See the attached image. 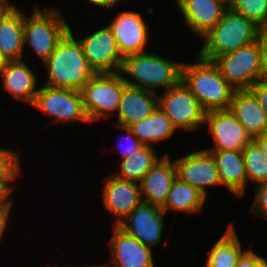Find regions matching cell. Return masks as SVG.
I'll list each match as a JSON object with an SVG mask.
<instances>
[{
    "mask_svg": "<svg viewBox=\"0 0 267 267\" xmlns=\"http://www.w3.org/2000/svg\"><path fill=\"white\" fill-rule=\"evenodd\" d=\"M205 124L213 139V146L206 150L242 151L253 140L230 109L207 111Z\"/></svg>",
    "mask_w": 267,
    "mask_h": 267,
    "instance_id": "cell-12",
    "label": "cell"
},
{
    "mask_svg": "<svg viewBox=\"0 0 267 267\" xmlns=\"http://www.w3.org/2000/svg\"><path fill=\"white\" fill-rule=\"evenodd\" d=\"M181 80L206 112L229 109L235 89L213 61L197 54L194 63H183Z\"/></svg>",
    "mask_w": 267,
    "mask_h": 267,
    "instance_id": "cell-3",
    "label": "cell"
},
{
    "mask_svg": "<svg viewBox=\"0 0 267 267\" xmlns=\"http://www.w3.org/2000/svg\"><path fill=\"white\" fill-rule=\"evenodd\" d=\"M249 89L255 94L260 106L267 113V79H259Z\"/></svg>",
    "mask_w": 267,
    "mask_h": 267,
    "instance_id": "cell-34",
    "label": "cell"
},
{
    "mask_svg": "<svg viewBox=\"0 0 267 267\" xmlns=\"http://www.w3.org/2000/svg\"><path fill=\"white\" fill-rule=\"evenodd\" d=\"M126 85L123 75L118 72L96 73L83 86V105L90 123L107 119L117 112Z\"/></svg>",
    "mask_w": 267,
    "mask_h": 267,
    "instance_id": "cell-6",
    "label": "cell"
},
{
    "mask_svg": "<svg viewBox=\"0 0 267 267\" xmlns=\"http://www.w3.org/2000/svg\"><path fill=\"white\" fill-rule=\"evenodd\" d=\"M254 267H267V259L254 252Z\"/></svg>",
    "mask_w": 267,
    "mask_h": 267,
    "instance_id": "cell-40",
    "label": "cell"
},
{
    "mask_svg": "<svg viewBox=\"0 0 267 267\" xmlns=\"http://www.w3.org/2000/svg\"><path fill=\"white\" fill-rule=\"evenodd\" d=\"M156 94L149 90L126 85L116 112V124L129 127L149 117L158 107V95Z\"/></svg>",
    "mask_w": 267,
    "mask_h": 267,
    "instance_id": "cell-19",
    "label": "cell"
},
{
    "mask_svg": "<svg viewBox=\"0 0 267 267\" xmlns=\"http://www.w3.org/2000/svg\"><path fill=\"white\" fill-rule=\"evenodd\" d=\"M84 267H100V265H87V266H84Z\"/></svg>",
    "mask_w": 267,
    "mask_h": 267,
    "instance_id": "cell-45",
    "label": "cell"
},
{
    "mask_svg": "<svg viewBox=\"0 0 267 267\" xmlns=\"http://www.w3.org/2000/svg\"><path fill=\"white\" fill-rule=\"evenodd\" d=\"M243 250L237 231L231 222L222 237L211 247L206 265L236 266Z\"/></svg>",
    "mask_w": 267,
    "mask_h": 267,
    "instance_id": "cell-27",
    "label": "cell"
},
{
    "mask_svg": "<svg viewBox=\"0 0 267 267\" xmlns=\"http://www.w3.org/2000/svg\"><path fill=\"white\" fill-rule=\"evenodd\" d=\"M164 154L143 176L140 182L142 202L162 207L167 200L172 183L177 177L174 161Z\"/></svg>",
    "mask_w": 267,
    "mask_h": 267,
    "instance_id": "cell-18",
    "label": "cell"
},
{
    "mask_svg": "<svg viewBox=\"0 0 267 267\" xmlns=\"http://www.w3.org/2000/svg\"><path fill=\"white\" fill-rule=\"evenodd\" d=\"M2 87L15 100L32 105L39 88L38 75L23 60L9 61L0 71Z\"/></svg>",
    "mask_w": 267,
    "mask_h": 267,
    "instance_id": "cell-20",
    "label": "cell"
},
{
    "mask_svg": "<svg viewBox=\"0 0 267 267\" xmlns=\"http://www.w3.org/2000/svg\"><path fill=\"white\" fill-rule=\"evenodd\" d=\"M196 149L174 160L176 173L180 180L189 183L207 198V188L222 184L212 154L206 148Z\"/></svg>",
    "mask_w": 267,
    "mask_h": 267,
    "instance_id": "cell-10",
    "label": "cell"
},
{
    "mask_svg": "<svg viewBox=\"0 0 267 267\" xmlns=\"http://www.w3.org/2000/svg\"><path fill=\"white\" fill-rule=\"evenodd\" d=\"M183 63L148 51L124 57L120 73L127 85L158 93L157 88L166 91L181 81Z\"/></svg>",
    "mask_w": 267,
    "mask_h": 267,
    "instance_id": "cell-2",
    "label": "cell"
},
{
    "mask_svg": "<svg viewBox=\"0 0 267 267\" xmlns=\"http://www.w3.org/2000/svg\"><path fill=\"white\" fill-rule=\"evenodd\" d=\"M213 63L235 90L249 89L261 79V58L258 41L215 57Z\"/></svg>",
    "mask_w": 267,
    "mask_h": 267,
    "instance_id": "cell-7",
    "label": "cell"
},
{
    "mask_svg": "<svg viewBox=\"0 0 267 267\" xmlns=\"http://www.w3.org/2000/svg\"><path fill=\"white\" fill-rule=\"evenodd\" d=\"M15 6L8 0H0V21Z\"/></svg>",
    "mask_w": 267,
    "mask_h": 267,
    "instance_id": "cell-39",
    "label": "cell"
},
{
    "mask_svg": "<svg viewBox=\"0 0 267 267\" xmlns=\"http://www.w3.org/2000/svg\"><path fill=\"white\" fill-rule=\"evenodd\" d=\"M207 198L189 183L178 177L172 183L171 189L162 210L167 214L169 210L185 214L201 212Z\"/></svg>",
    "mask_w": 267,
    "mask_h": 267,
    "instance_id": "cell-24",
    "label": "cell"
},
{
    "mask_svg": "<svg viewBox=\"0 0 267 267\" xmlns=\"http://www.w3.org/2000/svg\"><path fill=\"white\" fill-rule=\"evenodd\" d=\"M158 107L180 131L194 132L205 124L206 111L182 80L162 95H158Z\"/></svg>",
    "mask_w": 267,
    "mask_h": 267,
    "instance_id": "cell-8",
    "label": "cell"
},
{
    "mask_svg": "<svg viewBox=\"0 0 267 267\" xmlns=\"http://www.w3.org/2000/svg\"><path fill=\"white\" fill-rule=\"evenodd\" d=\"M129 128L143 145L150 146L171 138L177 130L159 107L149 117L130 125Z\"/></svg>",
    "mask_w": 267,
    "mask_h": 267,
    "instance_id": "cell-25",
    "label": "cell"
},
{
    "mask_svg": "<svg viewBox=\"0 0 267 267\" xmlns=\"http://www.w3.org/2000/svg\"><path fill=\"white\" fill-rule=\"evenodd\" d=\"M42 113L54 117L53 123H90L85 112L81 92L43 84L31 105Z\"/></svg>",
    "mask_w": 267,
    "mask_h": 267,
    "instance_id": "cell-9",
    "label": "cell"
},
{
    "mask_svg": "<svg viewBox=\"0 0 267 267\" xmlns=\"http://www.w3.org/2000/svg\"><path fill=\"white\" fill-rule=\"evenodd\" d=\"M231 9L261 30L267 29V0H235Z\"/></svg>",
    "mask_w": 267,
    "mask_h": 267,
    "instance_id": "cell-30",
    "label": "cell"
},
{
    "mask_svg": "<svg viewBox=\"0 0 267 267\" xmlns=\"http://www.w3.org/2000/svg\"><path fill=\"white\" fill-rule=\"evenodd\" d=\"M257 41L260 46L261 79H267V30L259 32Z\"/></svg>",
    "mask_w": 267,
    "mask_h": 267,
    "instance_id": "cell-33",
    "label": "cell"
},
{
    "mask_svg": "<svg viewBox=\"0 0 267 267\" xmlns=\"http://www.w3.org/2000/svg\"><path fill=\"white\" fill-rule=\"evenodd\" d=\"M9 198L0 190V206L6 202Z\"/></svg>",
    "mask_w": 267,
    "mask_h": 267,
    "instance_id": "cell-43",
    "label": "cell"
},
{
    "mask_svg": "<svg viewBox=\"0 0 267 267\" xmlns=\"http://www.w3.org/2000/svg\"><path fill=\"white\" fill-rule=\"evenodd\" d=\"M57 8L46 7L42 10L35 6L29 17L24 11V49L28 45L42 62L53 53L70 27Z\"/></svg>",
    "mask_w": 267,
    "mask_h": 267,
    "instance_id": "cell-5",
    "label": "cell"
},
{
    "mask_svg": "<svg viewBox=\"0 0 267 267\" xmlns=\"http://www.w3.org/2000/svg\"><path fill=\"white\" fill-rule=\"evenodd\" d=\"M250 212L267 220V183L255 186V195Z\"/></svg>",
    "mask_w": 267,
    "mask_h": 267,
    "instance_id": "cell-32",
    "label": "cell"
},
{
    "mask_svg": "<svg viewBox=\"0 0 267 267\" xmlns=\"http://www.w3.org/2000/svg\"><path fill=\"white\" fill-rule=\"evenodd\" d=\"M260 31L249 19L229 8L217 25L202 38V49L197 54L212 61L215 57L253 43Z\"/></svg>",
    "mask_w": 267,
    "mask_h": 267,
    "instance_id": "cell-4",
    "label": "cell"
},
{
    "mask_svg": "<svg viewBox=\"0 0 267 267\" xmlns=\"http://www.w3.org/2000/svg\"><path fill=\"white\" fill-rule=\"evenodd\" d=\"M113 232L108 247L111 249L112 266L114 267H155L152 248L140 243L118 226L113 225ZM108 267L109 263L100 264Z\"/></svg>",
    "mask_w": 267,
    "mask_h": 267,
    "instance_id": "cell-16",
    "label": "cell"
},
{
    "mask_svg": "<svg viewBox=\"0 0 267 267\" xmlns=\"http://www.w3.org/2000/svg\"><path fill=\"white\" fill-rule=\"evenodd\" d=\"M166 214L160 206L142 202L117 226L140 243L152 248L161 243Z\"/></svg>",
    "mask_w": 267,
    "mask_h": 267,
    "instance_id": "cell-11",
    "label": "cell"
},
{
    "mask_svg": "<svg viewBox=\"0 0 267 267\" xmlns=\"http://www.w3.org/2000/svg\"><path fill=\"white\" fill-rule=\"evenodd\" d=\"M69 27L53 53L42 63L46 70L45 85L81 92L96 74L83 53V46Z\"/></svg>",
    "mask_w": 267,
    "mask_h": 267,
    "instance_id": "cell-1",
    "label": "cell"
},
{
    "mask_svg": "<svg viewBox=\"0 0 267 267\" xmlns=\"http://www.w3.org/2000/svg\"><path fill=\"white\" fill-rule=\"evenodd\" d=\"M13 204L14 202L9 198L0 206V241L3 239L4 233L6 232L5 230H7V227H9L7 225L8 221H10L9 215L11 216L10 212L12 210Z\"/></svg>",
    "mask_w": 267,
    "mask_h": 267,
    "instance_id": "cell-35",
    "label": "cell"
},
{
    "mask_svg": "<svg viewBox=\"0 0 267 267\" xmlns=\"http://www.w3.org/2000/svg\"><path fill=\"white\" fill-rule=\"evenodd\" d=\"M79 40L89 65L96 73L120 72L124 57L108 25Z\"/></svg>",
    "mask_w": 267,
    "mask_h": 267,
    "instance_id": "cell-13",
    "label": "cell"
},
{
    "mask_svg": "<svg viewBox=\"0 0 267 267\" xmlns=\"http://www.w3.org/2000/svg\"><path fill=\"white\" fill-rule=\"evenodd\" d=\"M236 267H254V251L246 250L238 259Z\"/></svg>",
    "mask_w": 267,
    "mask_h": 267,
    "instance_id": "cell-36",
    "label": "cell"
},
{
    "mask_svg": "<svg viewBox=\"0 0 267 267\" xmlns=\"http://www.w3.org/2000/svg\"><path fill=\"white\" fill-rule=\"evenodd\" d=\"M185 25L201 39L222 19L228 9L217 0H178Z\"/></svg>",
    "mask_w": 267,
    "mask_h": 267,
    "instance_id": "cell-17",
    "label": "cell"
},
{
    "mask_svg": "<svg viewBox=\"0 0 267 267\" xmlns=\"http://www.w3.org/2000/svg\"><path fill=\"white\" fill-rule=\"evenodd\" d=\"M253 140L259 145L267 158V131H265L263 134L255 136Z\"/></svg>",
    "mask_w": 267,
    "mask_h": 267,
    "instance_id": "cell-38",
    "label": "cell"
},
{
    "mask_svg": "<svg viewBox=\"0 0 267 267\" xmlns=\"http://www.w3.org/2000/svg\"><path fill=\"white\" fill-rule=\"evenodd\" d=\"M102 186L103 204L115 217L113 225L117 226L136 207L142 203L140 183L121 180L109 175Z\"/></svg>",
    "mask_w": 267,
    "mask_h": 267,
    "instance_id": "cell-15",
    "label": "cell"
},
{
    "mask_svg": "<svg viewBox=\"0 0 267 267\" xmlns=\"http://www.w3.org/2000/svg\"><path fill=\"white\" fill-rule=\"evenodd\" d=\"M205 267H236V266H223V265H205Z\"/></svg>",
    "mask_w": 267,
    "mask_h": 267,
    "instance_id": "cell-44",
    "label": "cell"
},
{
    "mask_svg": "<svg viewBox=\"0 0 267 267\" xmlns=\"http://www.w3.org/2000/svg\"><path fill=\"white\" fill-rule=\"evenodd\" d=\"M24 11L16 5L0 21V49L9 61L23 60Z\"/></svg>",
    "mask_w": 267,
    "mask_h": 267,
    "instance_id": "cell-23",
    "label": "cell"
},
{
    "mask_svg": "<svg viewBox=\"0 0 267 267\" xmlns=\"http://www.w3.org/2000/svg\"><path fill=\"white\" fill-rule=\"evenodd\" d=\"M9 60L0 49V71L8 64Z\"/></svg>",
    "mask_w": 267,
    "mask_h": 267,
    "instance_id": "cell-41",
    "label": "cell"
},
{
    "mask_svg": "<svg viewBox=\"0 0 267 267\" xmlns=\"http://www.w3.org/2000/svg\"><path fill=\"white\" fill-rule=\"evenodd\" d=\"M155 148L143 145L135 152V156L119 160L118 171L113 173L116 178L140 183L143 176L160 159Z\"/></svg>",
    "mask_w": 267,
    "mask_h": 267,
    "instance_id": "cell-26",
    "label": "cell"
},
{
    "mask_svg": "<svg viewBox=\"0 0 267 267\" xmlns=\"http://www.w3.org/2000/svg\"><path fill=\"white\" fill-rule=\"evenodd\" d=\"M220 3H222L225 7H227L228 9L231 8L235 2V0H217Z\"/></svg>",
    "mask_w": 267,
    "mask_h": 267,
    "instance_id": "cell-42",
    "label": "cell"
},
{
    "mask_svg": "<svg viewBox=\"0 0 267 267\" xmlns=\"http://www.w3.org/2000/svg\"><path fill=\"white\" fill-rule=\"evenodd\" d=\"M248 183H267V158L259 145L252 140L242 150Z\"/></svg>",
    "mask_w": 267,
    "mask_h": 267,
    "instance_id": "cell-29",
    "label": "cell"
},
{
    "mask_svg": "<svg viewBox=\"0 0 267 267\" xmlns=\"http://www.w3.org/2000/svg\"><path fill=\"white\" fill-rule=\"evenodd\" d=\"M117 128L125 131L128 135L121 136L122 141L119 139V152H120V160L127 157L135 156L136 150L143 146V144L138 140V138L131 132L129 127L116 125ZM120 137V138H121ZM125 138V139H124Z\"/></svg>",
    "mask_w": 267,
    "mask_h": 267,
    "instance_id": "cell-31",
    "label": "cell"
},
{
    "mask_svg": "<svg viewBox=\"0 0 267 267\" xmlns=\"http://www.w3.org/2000/svg\"><path fill=\"white\" fill-rule=\"evenodd\" d=\"M19 154V151H16V149L0 147V190L8 198L12 197L13 182H15L22 173Z\"/></svg>",
    "mask_w": 267,
    "mask_h": 267,
    "instance_id": "cell-28",
    "label": "cell"
},
{
    "mask_svg": "<svg viewBox=\"0 0 267 267\" xmlns=\"http://www.w3.org/2000/svg\"><path fill=\"white\" fill-rule=\"evenodd\" d=\"M114 16L107 25L117 41L121 55L126 57L146 52L150 28L141 13L125 10Z\"/></svg>",
    "mask_w": 267,
    "mask_h": 267,
    "instance_id": "cell-14",
    "label": "cell"
},
{
    "mask_svg": "<svg viewBox=\"0 0 267 267\" xmlns=\"http://www.w3.org/2000/svg\"><path fill=\"white\" fill-rule=\"evenodd\" d=\"M229 109L252 138L267 131V113L250 89L235 90Z\"/></svg>",
    "mask_w": 267,
    "mask_h": 267,
    "instance_id": "cell-22",
    "label": "cell"
},
{
    "mask_svg": "<svg viewBox=\"0 0 267 267\" xmlns=\"http://www.w3.org/2000/svg\"><path fill=\"white\" fill-rule=\"evenodd\" d=\"M84 1H87L88 3H91L92 6L95 5V6H98L101 7V8H105L106 9H112L114 7H116L118 5V3L121 1L120 0H84Z\"/></svg>",
    "mask_w": 267,
    "mask_h": 267,
    "instance_id": "cell-37",
    "label": "cell"
},
{
    "mask_svg": "<svg viewBox=\"0 0 267 267\" xmlns=\"http://www.w3.org/2000/svg\"><path fill=\"white\" fill-rule=\"evenodd\" d=\"M216 163L222 186L234 195L242 197L246 193L248 176L242 151L208 150Z\"/></svg>",
    "mask_w": 267,
    "mask_h": 267,
    "instance_id": "cell-21",
    "label": "cell"
}]
</instances>
